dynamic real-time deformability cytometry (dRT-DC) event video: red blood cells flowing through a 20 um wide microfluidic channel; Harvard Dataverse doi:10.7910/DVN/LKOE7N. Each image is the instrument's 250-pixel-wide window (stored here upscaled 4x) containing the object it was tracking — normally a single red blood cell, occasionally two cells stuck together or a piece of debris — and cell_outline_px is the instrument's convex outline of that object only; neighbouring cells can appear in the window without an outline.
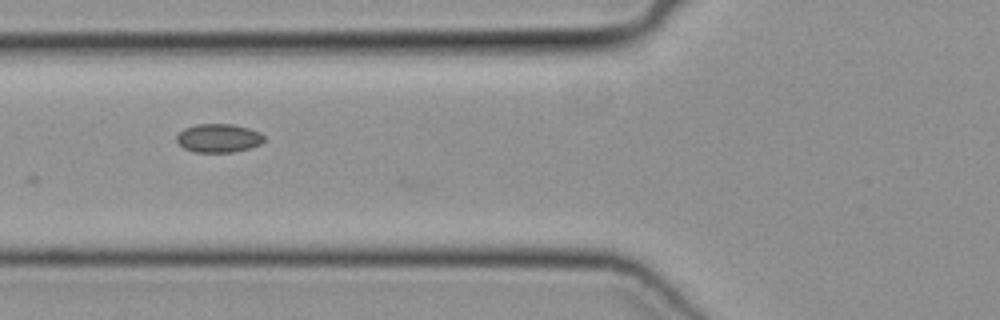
{"species": "common noctule bat (a hibernating species)", "species_latin": "Nyctalus noctula", "temperature_condition": "cold", "stored_images_in_passage": 16, "camera_frame_rate_fps": 3000, "um_per_image_px": 0.085, "animal": {"sex": "female", "body_mass_g": 19.3, "forearm_length_mm": 54.1}, "frame": {"image": 1, "passage_image": 12, "time_ms": 3.667, "image_size_px": [1000, 320], "cell_outline_px": [[264, 140], [260, 144], [248, 148], [232, 152], [192, 152], [184, 148], [176, 140], [176, 136], [184, 128], [196, 124], [232, 124], [248, 128], [260, 132], [264, 136]], "centroid_in_image_um": [18.56, 11.73], "position_along_channel_um": 107.2, "area_um2": 14.51}}
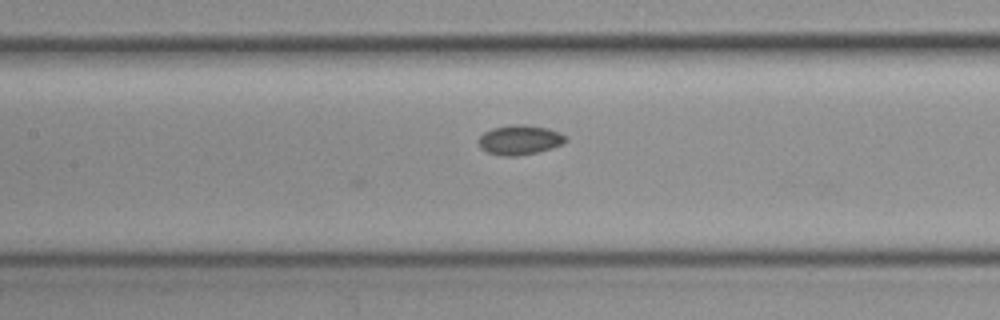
{"frame": {"image": 2, "passage_image": 16, "time_ms": 5.0, "image_size_px": [1000, 320], "cell_outline_px": [[568, 140], [564, 144], [552, 148], [536, 152], [516, 156], [504, 156], [488, 152], [480, 148], [480, 136], [484, 132], [492, 128], [508, 124], [524, 124], [548, 128], [560, 132], [568, 136]], "centroid_in_image_um": [44.23, 11.87], "position_along_channel_um": 163.2, "area_um2": 15.2}}